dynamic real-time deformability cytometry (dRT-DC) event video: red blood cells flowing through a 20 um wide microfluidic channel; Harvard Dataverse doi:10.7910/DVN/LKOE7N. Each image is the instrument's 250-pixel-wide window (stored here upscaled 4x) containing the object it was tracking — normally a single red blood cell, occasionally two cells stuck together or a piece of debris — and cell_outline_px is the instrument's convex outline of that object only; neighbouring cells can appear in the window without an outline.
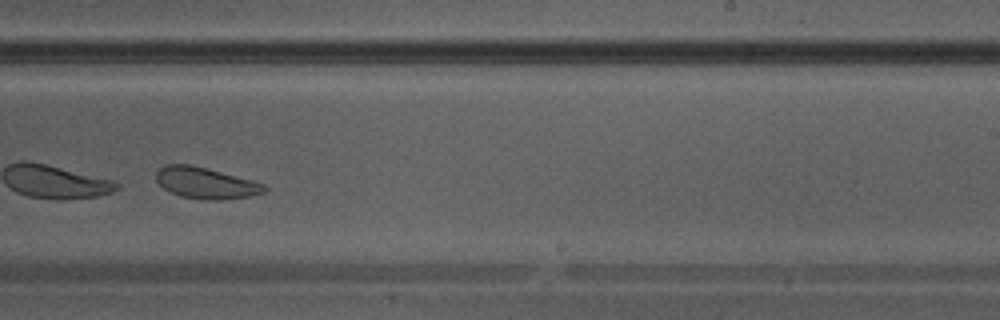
{"species": "Egyptian fruit bat (a non-hibernating species)", "species_latin": "Rousettus aegyptiacus", "temperature_condition": "warm", "stored_images_in_passage": 34, "camera_frame_rate_fps": 3000, "um_per_image_px": 0.085, "animal": {"sex": "male"}, "frame": {"image": 1, "passage_image": 20, "time_ms": 6.333, "image_size_px": [1000, 320], "cell_outline_px": [[268, 188], [264, 192], [248, 196], [220, 200], [204, 200], [180, 196], [164, 188], [156, 180], [156, 172], [164, 164], [188, 164], [252, 180], [264, 184]], "centroid_in_image_um": [17.47, 15.56], "position_along_channel_um": 271.5, "area_um2": 19.42}}